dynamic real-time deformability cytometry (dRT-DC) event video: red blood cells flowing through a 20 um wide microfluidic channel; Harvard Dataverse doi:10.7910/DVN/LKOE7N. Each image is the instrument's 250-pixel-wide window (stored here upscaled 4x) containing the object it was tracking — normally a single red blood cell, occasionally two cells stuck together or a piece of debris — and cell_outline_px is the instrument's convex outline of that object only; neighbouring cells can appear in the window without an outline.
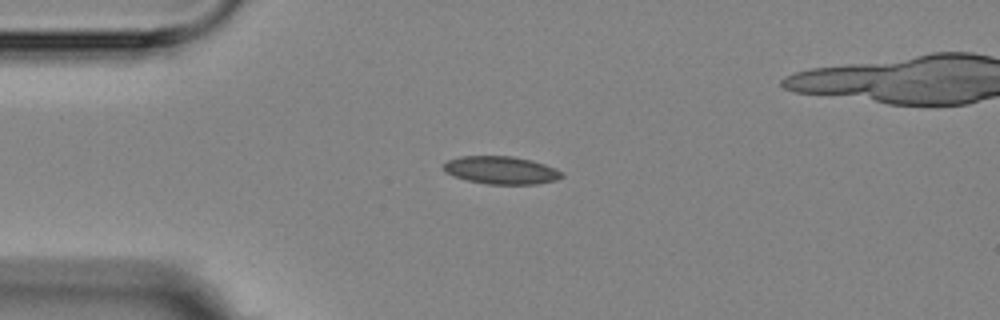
{"species": "Egyptian fruit bat (a non-hibernating species)", "species_latin": "Rousettus aegyptiacus", "temperature_condition": "room temperature", "stored_images_in_passage": 6, "camera_frame_rate_fps": 3000, "um_per_image_px": 0.085, "animal": {"sex": "female"}, "frame": {"image": 1, "passage_image": 4, "time_ms": 3.333, "image_size_px": [1000, 320], "cell_outline_px": [[564, 176], [556, 180], [536, 184], [488, 184], [468, 180], [452, 176], [444, 172], [444, 164], [448, 160], [460, 156], [512, 156], [532, 160], [556, 168], [564, 172]], "centroid_in_image_um": [42.61, 14.46], "position_along_channel_um": 42.4, "area_um2": 19.25}}